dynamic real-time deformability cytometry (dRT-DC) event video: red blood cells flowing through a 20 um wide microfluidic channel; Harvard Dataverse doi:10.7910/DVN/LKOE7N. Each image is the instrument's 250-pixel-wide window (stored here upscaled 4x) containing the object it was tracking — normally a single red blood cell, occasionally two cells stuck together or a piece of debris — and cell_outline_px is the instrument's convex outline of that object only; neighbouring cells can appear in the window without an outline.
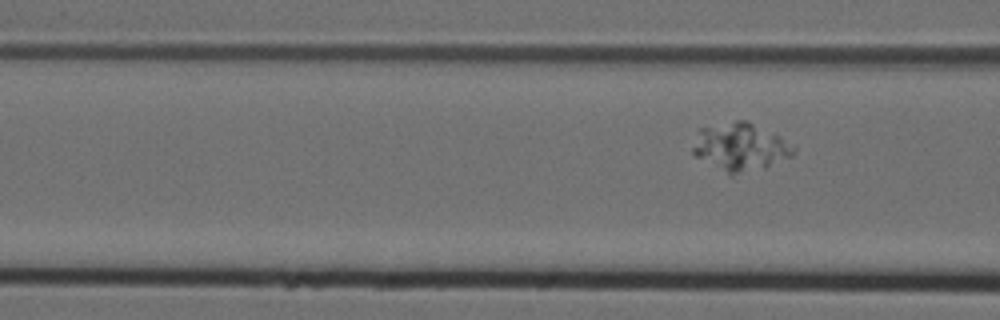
{"species": "Egyptian fruit bat (a non-hibernating species)", "species_latin": "Rousettus aegyptiacus", "temperature_condition": "cold", "stored_images_in_passage": 6, "segment_of_instrument_passage": [2, 2], "camera_frame_rate_fps": 3000, "um_per_image_px": 0.085, "animal": {"sex": "female"}, "frame": {"image": 1, "passage_image": 6, "time_ms": 1.667, "image_size_px": [1000, 320], "cell_outline_px": [[796, 148], [792, 156], [764, 168], [728, 176], [696, 156], [692, 152], [692, 148], [700, 128], [736, 120], [748, 120], [780, 136]], "centroid_in_image_um": [62.93, 12.5], "position_along_channel_um": 103.7, "area_um2": 28.09}}